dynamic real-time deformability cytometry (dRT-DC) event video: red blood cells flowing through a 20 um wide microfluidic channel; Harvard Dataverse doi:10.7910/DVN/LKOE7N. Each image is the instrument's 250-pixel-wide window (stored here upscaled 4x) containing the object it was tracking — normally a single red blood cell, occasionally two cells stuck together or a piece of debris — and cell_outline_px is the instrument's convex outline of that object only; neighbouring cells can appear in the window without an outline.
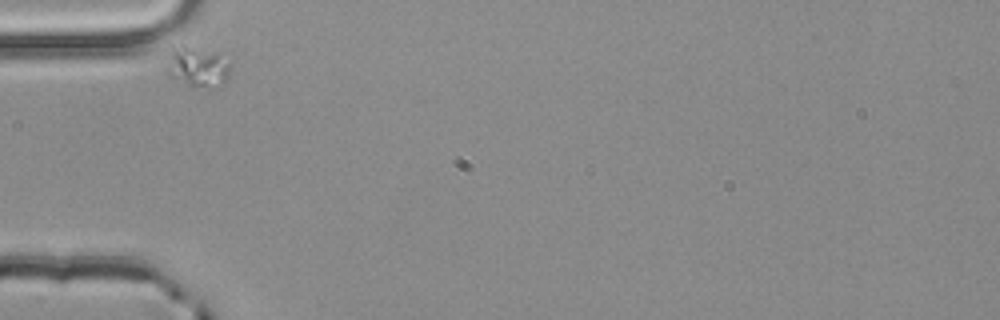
{"species": "common noctule bat (a hibernating species)", "species_latin": "Nyctalus noctula", "temperature_condition": "room temperature", "stored_images_in_passage": 1, "camera_frame_rate_fps": 3000, "um_per_image_px": 0.085, "animal": {"sex": "male", "body_mass_g": 20.4}, "frame": {"image": 1, "passage_image": 1, "time_ms": 0.0, "image_size_px": [1000, 320], "cell_outline_px": [[228, 76], [224, 84], [192, 88], [168, 76], [168, 72], [172, 48], [180, 44], [184, 44], [216, 56], [228, 64]], "centroid_in_image_um": [16.71, 5.73], "position_along_channel_um": 68.3, "area_um2": 13.99}}